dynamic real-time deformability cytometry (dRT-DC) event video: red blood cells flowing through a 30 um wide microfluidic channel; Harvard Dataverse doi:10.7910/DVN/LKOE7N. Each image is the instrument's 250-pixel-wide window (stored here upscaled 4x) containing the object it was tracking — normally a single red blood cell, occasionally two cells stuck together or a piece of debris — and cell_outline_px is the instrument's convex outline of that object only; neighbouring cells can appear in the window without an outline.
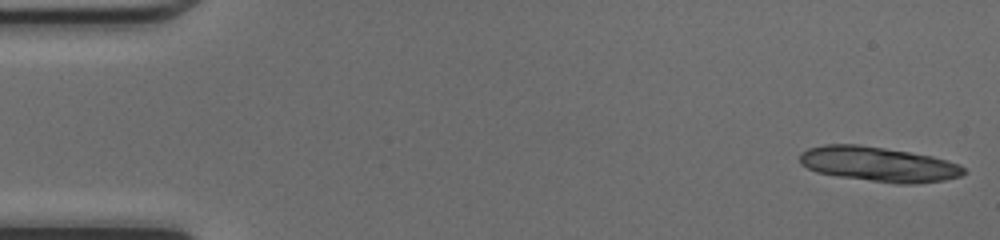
{"species": "common noctule bat (a hibernating species)", "species_latin": "Nyctalus noctula", "temperature_condition": "cold", "stored_images_in_passage": 48, "camera_frame_rate_fps": 3000, "um_per_image_px": 0.085, "animal": {"sex": "female", "body_mass_g": 17.0, "forearm_length_mm": 48.0}, "frame": {"image": 1, "passage_image": 1, "time_ms": 0.0, "image_size_px": [1000, 240], "cell_outline_px": [[968, 172], [960, 176], [944, 180], [916, 184], [896, 184], [836, 176], [816, 172], [800, 164], [800, 152], [808, 148], [824, 144], [860, 144], [932, 156], [960, 164]], "centroid_in_image_um": [74.67, 13.96], "position_along_channel_um": 10.3, "area_um2": 33.52}}
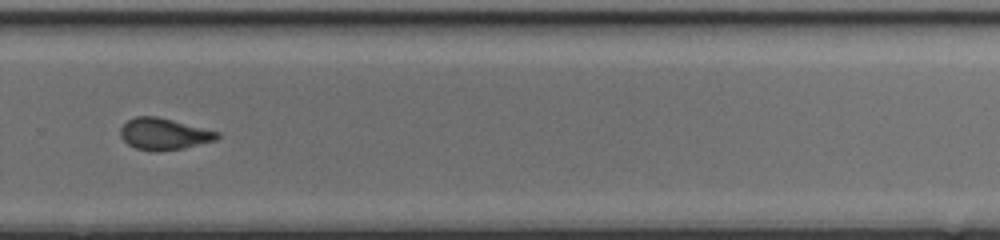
{"frame": {"image": 2, "passage_image": 33, "time_ms": 10.667, "image_size_px": [1000, 240], "cell_outline_px": [[220, 136], [216, 140], [184, 148], [160, 152], [156, 152], [136, 148], [128, 144], [120, 136], [120, 128], [128, 120], [136, 116], [156, 116], [220, 132]], "centroid_in_image_um": [13.93, 11.4], "position_along_channel_um": 315.9, "area_um2": 17.8}}
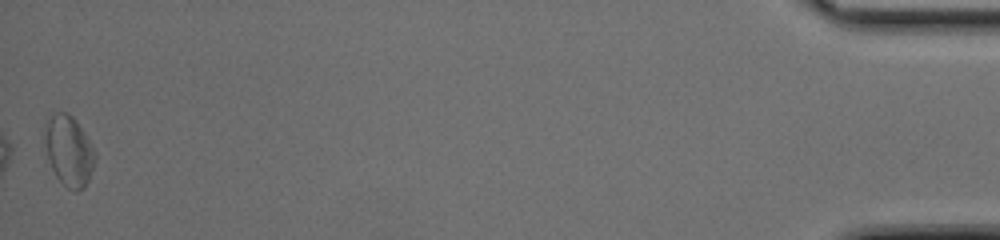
{"frame": {"image": 3, "passage_image": 48, "time_ms": 15.667, "image_size_px": [1000, 240], "cell_outline_px": [[96, 160], [88, 180], [84, 188], [76, 192], [72, 192], [56, 176], [52, 168], [48, 156], [44, 136], [44, 124], [56, 112], [68, 112], [76, 120], [84, 132], [96, 152]], "centroid_in_image_um": [5.87, 12.82], "position_along_channel_um": 429.3, "area_um2": 20.58}, "authors_computed_cell_mechanics": {"area_um2": 18.6116, "velocity_mm_per_s": 4.2584, "shape_relaxation_time_tau1_ms": 8.5427, "shape_relaxation_time_tau2_ms": 1.6401, "deformation_change_tau1": 0.1487, "deformation_change_tau2": 0.0796}}